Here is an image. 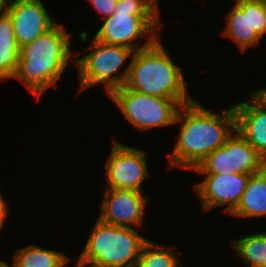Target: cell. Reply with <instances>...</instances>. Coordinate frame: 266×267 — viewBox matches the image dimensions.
I'll return each mask as SVG.
<instances>
[{
	"instance_id": "obj_1",
	"label": "cell",
	"mask_w": 266,
	"mask_h": 267,
	"mask_svg": "<svg viewBox=\"0 0 266 267\" xmlns=\"http://www.w3.org/2000/svg\"><path fill=\"white\" fill-rule=\"evenodd\" d=\"M179 123V135L169 160L171 169L179 166L193 170L236 131L233 105L214 113L193 100L179 108L174 125Z\"/></svg>"
},
{
	"instance_id": "obj_2",
	"label": "cell",
	"mask_w": 266,
	"mask_h": 267,
	"mask_svg": "<svg viewBox=\"0 0 266 267\" xmlns=\"http://www.w3.org/2000/svg\"><path fill=\"white\" fill-rule=\"evenodd\" d=\"M70 37L64 25L56 23L41 36L20 47L17 69L12 78L22 82L37 100L49 87L58 84L73 59Z\"/></svg>"
},
{
	"instance_id": "obj_3",
	"label": "cell",
	"mask_w": 266,
	"mask_h": 267,
	"mask_svg": "<svg viewBox=\"0 0 266 267\" xmlns=\"http://www.w3.org/2000/svg\"><path fill=\"white\" fill-rule=\"evenodd\" d=\"M168 52L159 39L134 52L124 86L141 94L174 99L180 105L192 102L194 98L187 91L182 69Z\"/></svg>"
},
{
	"instance_id": "obj_4",
	"label": "cell",
	"mask_w": 266,
	"mask_h": 267,
	"mask_svg": "<svg viewBox=\"0 0 266 267\" xmlns=\"http://www.w3.org/2000/svg\"><path fill=\"white\" fill-rule=\"evenodd\" d=\"M159 16L158 0H118L113 15L104 19L92 38L136 52L158 39L163 27ZM144 36L146 42L142 45L140 41L136 42Z\"/></svg>"
},
{
	"instance_id": "obj_5",
	"label": "cell",
	"mask_w": 266,
	"mask_h": 267,
	"mask_svg": "<svg viewBox=\"0 0 266 267\" xmlns=\"http://www.w3.org/2000/svg\"><path fill=\"white\" fill-rule=\"evenodd\" d=\"M137 231L97 219L76 262L90 267H136L149 241Z\"/></svg>"
},
{
	"instance_id": "obj_6",
	"label": "cell",
	"mask_w": 266,
	"mask_h": 267,
	"mask_svg": "<svg viewBox=\"0 0 266 267\" xmlns=\"http://www.w3.org/2000/svg\"><path fill=\"white\" fill-rule=\"evenodd\" d=\"M91 50L87 55L75 61L79 74V91L92 86L103 84L107 95L113 90L125 85L130 64L125 67L121 76L115 75L125 64L126 60L132 59L134 50L123 46L101 43L94 38L85 51Z\"/></svg>"
},
{
	"instance_id": "obj_7",
	"label": "cell",
	"mask_w": 266,
	"mask_h": 267,
	"mask_svg": "<svg viewBox=\"0 0 266 267\" xmlns=\"http://www.w3.org/2000/svg\"><path fill=\"white\" fill-rule=\"evenodd\" d=\"M108 96L128 123L143 132L174 125L181 107L174 99L141 94L125 86L113 90Z\"/></svg>"
},
{
	"instance_id": "obj_8",
	"label": "cell",
	"mask_w": 266,
	"mask_h": 267,
	"mask_svg": "<svg viewBox=\"0 0 266 267\" xmlns=\"http://www.w3.org/2000/svg\"><path fill=\"white\" fill-rule=\"evenodd\" d=\"M265 160L237 132L209 153L193 170L201 175L242 173L252 175L264 168Z\"/></svg>"
},
{
	"instance_id": "obj_9",
	"label": "cell",
	"mask_w": 266,
	"mask_h": 267,
	"mask_svg": "<svg viewBox=\"0 0 266 267\" xmlns=\"http://www.w3.org/2000/svg\"><path fill=\"white\" fill-rule=\"evenodd\" d=\"M112 150L107 159L104 189H132L141 192V184L149 176L145 151L113 140Z\"/></svg>"
},
{
	"instance_id": "obj_10",
	"label": "cell",
	"mask_w": 266,
	"mask_h": 267,
	"mask_svg": "<svg viewBox=\"0 0 266 267\" xmlns=\"http://www.w3.org/2000/svg\"><path fill=\"white\" fill-rule=\"evenodd\" d=\"M98 219L101 222L132 227L144 224L143 216L149 198L132 189H103Z\"/></svg>"
},
{
	"instance_id": "obj_11",
	"label": "cell",
	"mask_w": 266,
	"mask_h": 267,
	"mask_svg": "<svg viewBox=\"0 0 266 267\" xmlns=\"http://www.w3.org/2000/svg\"><path fill=\"white\" fill-rule=\"evenodd\" d=\"M250 175L242 173L205 175L194 185L204 211L226 206L224 212L231 214L240 202Z\"/></svg>"
},
{
	"instance_id": "obj_12",
	"label": "cell",
	"mask_w": 266,
	"mask_h": 267,
	"mask_svg": "<svg viewBox=\"0 0 266 267\" xmlns=\"http://www.w3.org/2000/svg\"><path fill=\"white\" fill-rule=\"evenodd\" d=\"M5 12L11 19L19 48L56 24L41 0H8Z\"/></svg>"
},
{
	"instance_id": "obj_13",
	"label": "cell",
	"mask_w": 266,
	"mask_h": 267,
	"mask_svg": "<svg viewBox=\"0 0 266 267\" xmlns=\"http://www.w3.org/2000/svg\"><path fill=\"white\" fill-rule=\"evenodd\" d=\"M249 95L233 104L236 131L266 160V98L258 90Z\"/></svg>"
},
{
	"instance_id": "obj_14",
	"label": "cell",
	"mask_w": 266,
	"mask_h": 267,
	"mask_svg": "<svg viewBox=\"0 0 266 267\" xmlns=\"http://www.w3.org/2000/svg\"><path fill=\"white\" fill-rule=\"evenodd\" d=\"M225 36L231 38L244 52L249 47L259 45L262 38L251 28L250 0H235L232 9L227 13Z\"/></svg>"
},
{
	"instance_id": "obj_15",
	"label": "cell",
	"mask_w": 266,
	"mask_h": 267,
	"mask_svg": "<svg viewBox=\"0 0 266 267\" xmlns=\"http://www.w3.org/2000/svg\"><path fill=\"white\" fill-rule=\"evenodd\" d=\"M231 215L241 218L266 216V170L264 168L250 175L240 202Z\"/></svg>"
},
{
	"instance_id": "obj_16",
	"label": "cell",
	"mask_w": 266,
	"mask_h": 267,
	"mask_svg": "<svg viewBox=\"0 0 266 267\" xmlns=\"http://www.w3.org/2000/svg\"><path fill=\"white\" fill-rule=\"evenodd\" d=\"M19 49L11 19L4 11L0 14V81H5V79L14 76L17 69Z\"/></svg>"
},
{
	"instance_id": "obj_17",
	"label": "cell",
	"mask_w": 266,
	"mask_h": 267,
	"mask_svg": "<svg viewBox=\"0 0 266 267\" xmlns=\"http://www.w3.org/2000/svg\"><path fill=\"white\" fill-rule=\"evenodd\" d=\"M13 256L12 267H65L72 259L62 251L33 244L18 249Z\"/></svg>"
},
{
	"instance_id": "obj_18",
	"label": "cell",
	"mask_w": 266,
	"mask_h": 267,
	"mask_svg": "<svg viewBox=\"0 0 266 267\" xmlns=\"http://www.w3.org/2000/svg\"><path fill=\"white\" fill-rule=\"evenodd\" d=\"M232 243L238 260L249 264V267L266 265V231L238 238Z\"/></svg>"
},
{
	"instance_id": "obj_19",
	"label": "cell",
	"mask_w": 266,
	"mask_h": 267,
	"mask_svg": "<svg viewBox=\"0 0 266 267\" xmlns=\"http://www.w3.org/2000/svg\"><path fill=\"white\" fill-rule=\"evenodd\" d=\"M178 257L175 251L149 240L142 249L137 267H181Z\"/></svg>"
},
{
	"instance_id": "obj_20",
	"label": "cell",
	"mask_w": 266,
	"mask_h": 267,
	"mask_svg": "<svg viewBox=\"0 0 266 267\" xmlns=\"http://www.w3.org/2000/svg\"><path fill=\"white\" fill-rule=\"evenodd\" d=\"M251 28L263 39L266 34V3L262 0H250Z\"/></svg>"
},
{
	"instance_id": "obj_21",
	"label": "cell",
	"mask_w": 266,
	"mask_h": 267,
	"mask_svg": "<svg viewBox=\"0 0 266 267\" xmlns=\"http://www.w3.org/2000/svg\"><path fill=\"white\" fill-rule=\"evenodd\" d=\"M118 0H89L95 10L102 14L103 19L113 15Z\"/></svg>"
},
{
	"instance_id": "obj_22",
	"label": "cell",
	"mask_w": 266,
	"mask_h": 267,
	"mask_svg": "<svg viewBox=\"0 0 266 267\" xmlns=\"http://www.w3.org/2000/svg\"><path fill=\"white\" fill-rule=\"evenodd\" d=\"M8 212V204L5 199H3V196L0 192V231L4 226L5 220L7 219Z\"/></svg>"
},
{
	"instance_id": "obj_23",
	"label": "cell",
	"mask_w": 266,
	"mask_h": 267,
	"mask_svg": "<svg viewBox=\"0 0 266 267\" xmlns=\"http://www.w3.org/2000/svg\"><path fill=\"white\" fill-rule=\"evenodd\" d=\"M8 0H0V14L5 11Z\"/></svg>"
},
{
	"instance_id": "obj_24",
	"label": "cell",
	"mask_w": 266,
	"mask_h": 267,
	"mask_svg": "<svg viewBox=\"0 0 266 267\" xmlns=\"http://www.w3.org/2000/svg\"><path fill=\"white\" fill-rule=\"evenodd\" d=\"M0 267H12L11 264H8V262L0 260Z\"/></svg>"
},
{
	"instance_id": "obj_25",
	"label": "cell",
	"mask_w": 266,
	"mask_h": 267,
	"mask_svg": "<svg viewBox=\"0 0 266 267\" xmlns=\"http://www.w3.org/2000/svg\"><path fill=\"white\" fill-rule=\"evenodd\" d=\"M258 91L266 98V88L258 89Z\"/></svg>"
},
{
	"instance_id": "obj_26",
	"label": "cell",
	"mask_w": 266,
	"mask_h": 267,
	"mask_svg": "<svg viewBox=\"0 0 266 267\" xmlns=\"http://www.w3.org/2000/svg\"><path fill=\"white\" fill-rule=\"evenodd\" d=\"M74 267H85V265L84 264H80V263L77 262Z\"/></svg>"
},
{
	"instance_id": "obj_27",
	"label": "cell",
	"mask_w": 266,
	"mask_h": 267,
	"mask_svg": "<svg viewBox=\"0 0 266 267\" xmlns=\"http://www.w3.org/2000/svg\"><path fill=\"white\" fill-rule=\"evenodd\" d=\"M264 169L266 170V160H265V162H264Z\"/></svg>"
}]
</instances>
